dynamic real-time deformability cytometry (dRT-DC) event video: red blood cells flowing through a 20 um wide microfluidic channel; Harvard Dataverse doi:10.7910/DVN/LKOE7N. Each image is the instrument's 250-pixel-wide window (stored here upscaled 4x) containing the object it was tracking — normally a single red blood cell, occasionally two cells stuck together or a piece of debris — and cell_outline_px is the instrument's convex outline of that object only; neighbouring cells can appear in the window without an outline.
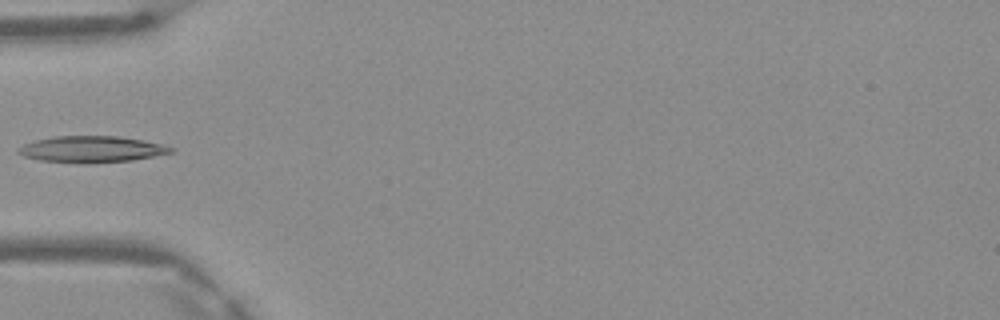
{"species": "Egyptian fruit bat (a non-hibernating species)", "species_latin": "Rousettus aegyptiacus", "temperature_condition": "warm", "stored_images_in_passage": 8, "camera_frame_rate_fps": 3000, "um_per_image_px": 0.085, "frame": {"image": 1, "passage_image": 1, "time_ms": 0.0, "image_size_px": [1000, 320], "cell_outline_px": [[176, 152], [132, 160], [40, 160], [24, 156], [16, 152], [16, 148], [24, 144], [36, 140], [52, 136], [116, 136], [144, 140], [176, 148]], "centroid_in_image_um": [7.82, 12.63], "position_along_channel_um": 77.2, "area_um2": 22.31}}
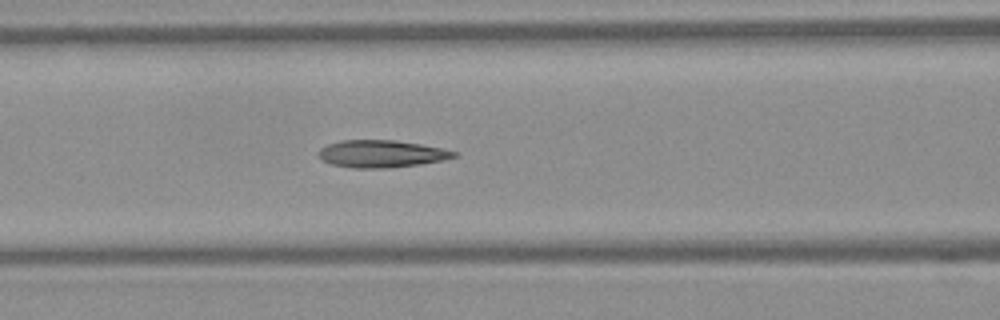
{"frame": {"image": 2, "passage_image": 5, "time_ms": 1.333, "image_size_px": [1000, 320], "cell_outline_px": [[456, 156], [440, 160], [416, 164], [388, 168], [352, 168], [332, 164], [320, 160], [316, 152], [320, 148], [328, 144], [340, 140], [396, 140], [420, 144], [440, 148], [456, 152]], "centroid_in_image_um": [32.31, 13.07], "position_along_channel_um": 134.3, "area_um2": 21.39}}